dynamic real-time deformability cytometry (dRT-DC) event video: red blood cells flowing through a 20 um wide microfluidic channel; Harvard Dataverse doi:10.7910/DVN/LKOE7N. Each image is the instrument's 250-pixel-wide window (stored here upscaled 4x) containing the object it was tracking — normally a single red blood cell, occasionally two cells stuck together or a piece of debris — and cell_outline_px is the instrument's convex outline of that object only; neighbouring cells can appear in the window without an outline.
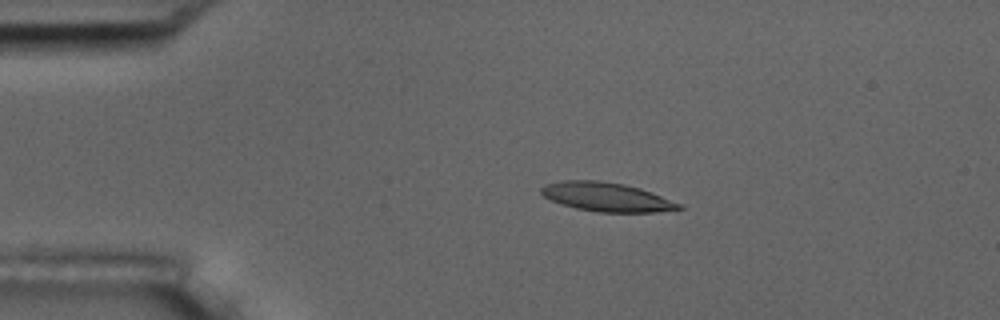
{"species": "common noctule bat (a hibernating species)", "species_latin": "Nyctalus noctula", "temperature_condition": "room temperature", "stored_images_in_passage": 10, "camera_frame_rate_fps": 3000, "um_per_image_px": 0.085, "animal": {"sex": "male", "body_mass_g": 17.5, "forearm_length_mm": 52.3}, "frame": {"image": 1, "passage_image": 4, "time_ms": 3.333, "image_size_px": [1000, 320], "cell_outline_px": [[684, 208], [652, 212], [600, 212], [576, 208], [560, 204], [544, 196], [540, 192], [540, 188], [544, 184], [564, 180], [600, 180], [624, 184], [640, 188], [680, 204]], "centroid_in_image_um": [51.49, 16.73], "position_along_channel_um": 33.5, "area_um2": 23.0}}
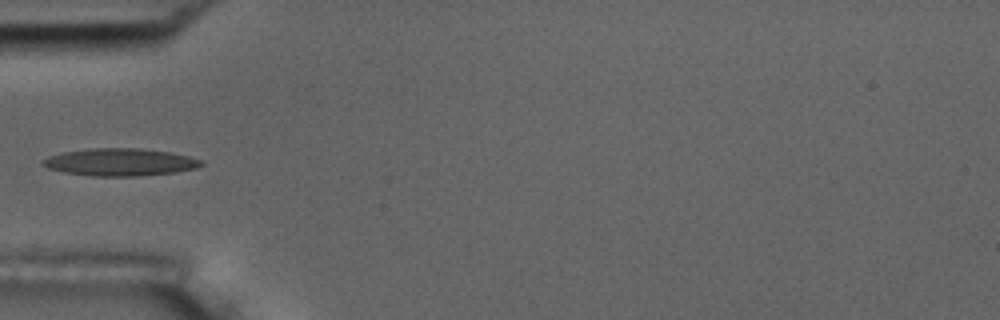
{"frame": {"image": 2, "passage_image": 5, "time_ms": 5.667, "image_size_px": [1000, 320], "cell_outline_px": [[204, 164], [196, 168], [176, 172], [140, 176], [92, 176], [64, 172], [48, 168], [40, 164], [40, 160], [48, 156], [60, 152], [92, 148], [140, 148], [172, 152], [204, 160]], "centroid_in_image_um": [10.2, 13.77], "position_along_channel_um": 74.8, "area_um2": 25.66}}
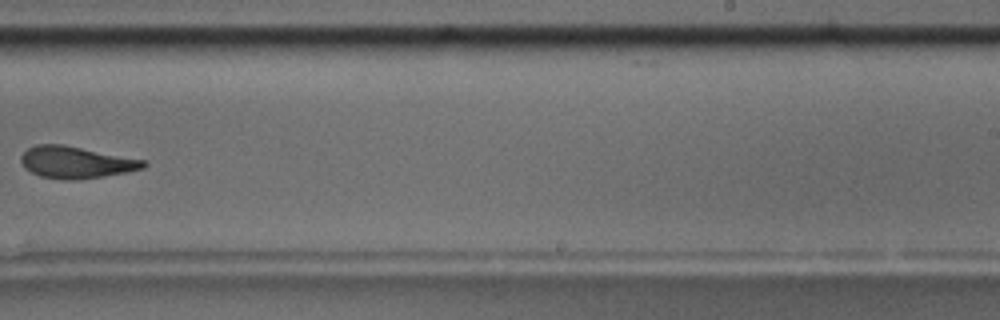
{"frame": {"image": 3, "passage_image": 10, "time_ms": 11.333, "image_size_px": [1000, 320], "cell_outline_px": [[148, 164], [144, 168], [104, 176], [72, 180], [64, 180], [40, 176], [24, 168], [20, 160], [20, 156], [28, 148], [36, 144], [64, 144], [148, 160]], "centroid_in_image_um": [6.47, 13.78], "position_along_channel_um": 282.5, "area_um2": 22.95}}